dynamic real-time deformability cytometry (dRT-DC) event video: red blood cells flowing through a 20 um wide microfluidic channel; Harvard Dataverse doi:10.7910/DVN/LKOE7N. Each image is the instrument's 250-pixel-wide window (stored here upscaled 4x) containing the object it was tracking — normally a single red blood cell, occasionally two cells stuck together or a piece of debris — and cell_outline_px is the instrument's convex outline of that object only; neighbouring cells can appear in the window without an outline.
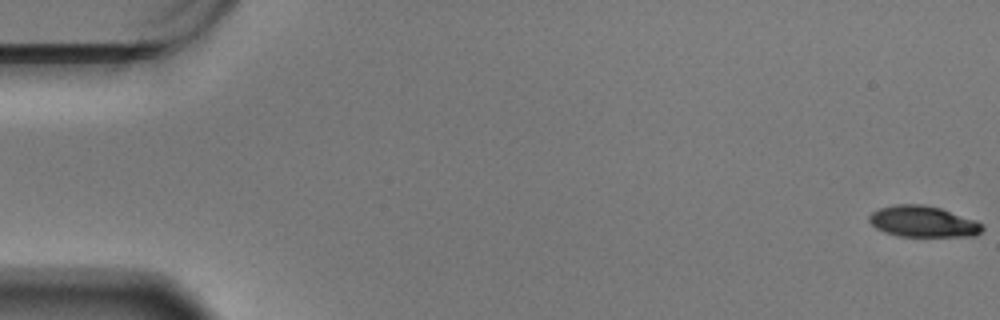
{"species": "Egyptian fruit bat (a non-hibernating species)", "species_latin": "Rousettus aegyptiacus", "temperature_condition": "warm", "stored_images_in_passage": 60, "camera_frame_rate_fps": 3000, "um_per_image_px": 0.085, "animal": {"sex": "male"}, "frame": {"image": 1, "passage_image": 1, "time_ms": 0.0, "image_size_px": [1000, 320], "cell_outline_px": [[984, 228], [976, 236], [896, 236], [884, 232], [876, 228], [868, 220], [868, 216], [872, 212], [880, 208], [896, 204], [924, 204], [940, 208], [976, 220], [984, 224]], "centroid_in_image_um": [78.46, 18.83], "position_along_channel_um": 6.5, "area_um2": 20.63}}
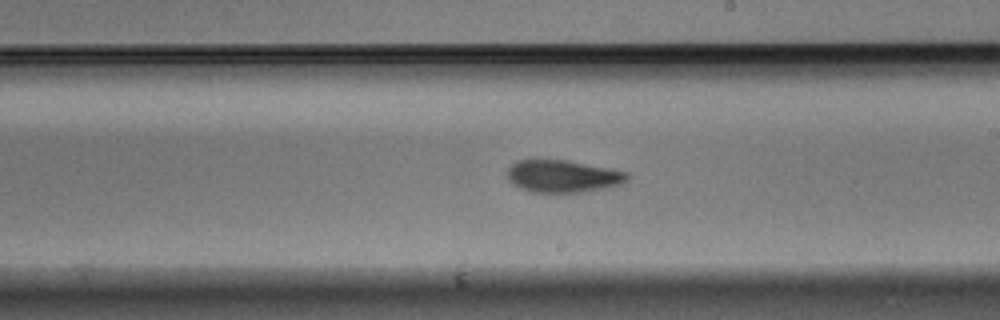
{"frame": {"image": 2, "passage_image": 35, "time_ms": 11.333, "image_size_px": [1000, 320], "cell_outline_px": [[628, 180], [620, 184], [604, 188], [584, 192], [528, 192], [512, 184], [508, 180], [508, 168], [516, 160], [568, 160], [628, 172]], "centroid_in_image_um": [47.82, 14.98], "position_along_channel_um": 241.2, "area_um2": 22.6}}
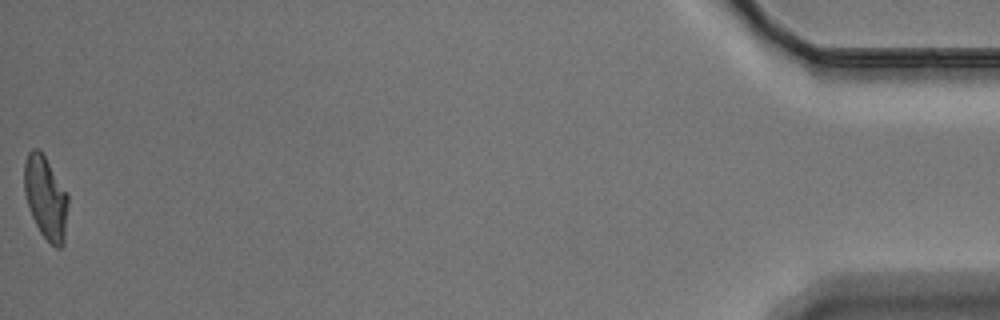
{"frame": {"image": 3, "passage_image": 60, "time_ms": 19.667, "image_size_px": [1000, 320], "cell_outline_px": [[68, 204], [64, 244], [60, 248], [56, 248], [40, 232], [32, 216], [24, 192], [24, 164], [28, 152], [32, 148], [36, 148], [44, 156], [68, 192]], "centroid_in_image_um": [3.9, 16.8], "position_along_channel_um": 431.3, "area_um2": 21.1}, "authors_computed_cell_mechanics": {"area_um2": 22.0507, "velocity_mm_per_s": 3.431, "shape_relaxation_time_tau1_ms": 6.1222, "shape_relaxation_time_tau2_ms": 3.7787, "deformation_change_tau1": 0.1781, "deformation_change_tau2": 0.098}}